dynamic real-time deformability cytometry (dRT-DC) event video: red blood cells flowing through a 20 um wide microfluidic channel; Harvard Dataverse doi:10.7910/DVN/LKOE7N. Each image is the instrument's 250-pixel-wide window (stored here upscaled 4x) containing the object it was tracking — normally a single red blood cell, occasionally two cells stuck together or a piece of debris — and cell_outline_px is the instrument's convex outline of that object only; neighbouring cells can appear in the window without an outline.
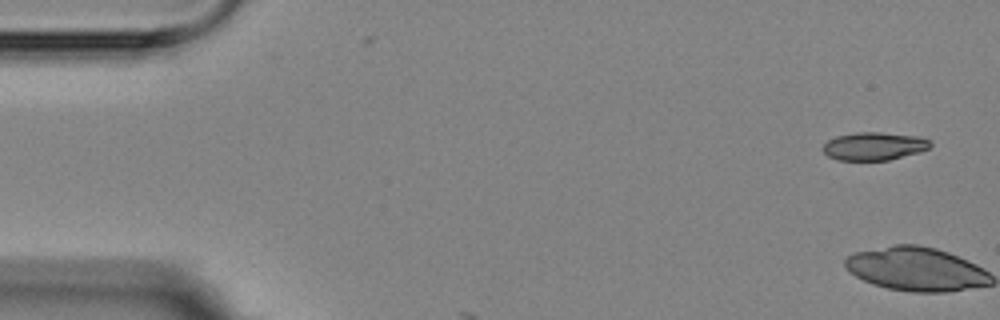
{"species": "Egyptian fruit bat (a non-hibernating species)", "species_latin": "Rousettus aegyptiacus", "temperature_condition": "room temperature", "stored_images_in_passage": 3, "camera_frame_rate_fps": 3000, "um_per_image_px": 0.085, "animal": {"sex": "female"}, "frame": {"image": 1, "passage_image": 1, "time_ms": 0.0, "image_size_px": [1000, 320], "cell_outline_px": [[932, 144], [928, 148], [920, 152], [888, 160], [836, 160], [828, 156], [824, 152], [824, 144], [828, 140], [836, 136], [856, 132], [880, 132], [920, 136], [928, 140]], "centroid_in_image_um": [74.3, 12.42], "position_along_channel_um": 10.7, "area_um2": 17.51}}